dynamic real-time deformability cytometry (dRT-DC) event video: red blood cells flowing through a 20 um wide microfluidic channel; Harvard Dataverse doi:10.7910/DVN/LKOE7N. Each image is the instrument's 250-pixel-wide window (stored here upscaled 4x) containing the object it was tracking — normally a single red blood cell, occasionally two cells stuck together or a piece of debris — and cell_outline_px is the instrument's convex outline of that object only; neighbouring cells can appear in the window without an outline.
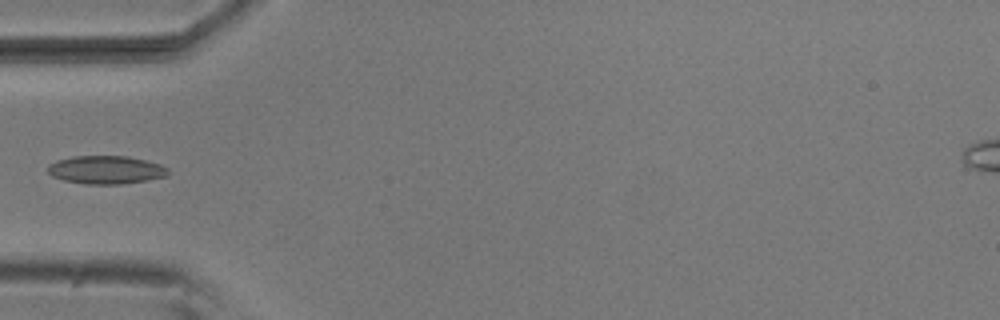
{"species": "common noctule bat (a hibernating species)", "species_latin": "Nyctalus noctula", "temperature_condition": "room temperature", "stored_images_in_passage": 5, "camera_frame_rate_fps": 3000, "um_per_image_px": 0.085, "animal": {"sex": "male", "body_mass_g": 20.5, "forearm_length_mm": 52.5}, "frame": {"image": 1, "passage_image": 5, "time_ms": 1.333, "image_size_px": [1000, 320], "cell_outline_px": [[168, 176], [148, 180], [120, 184], [84, 184], [64, 180], [52, 176], [48, 172], [48, 168], [56, 160], [72, 156], [128, 156], [160, 164], [168, 168]], "centroid_in_image_um": [9.02, 14.44], "position_along_channel_um": 76.0, "area_um2": 19.71}}